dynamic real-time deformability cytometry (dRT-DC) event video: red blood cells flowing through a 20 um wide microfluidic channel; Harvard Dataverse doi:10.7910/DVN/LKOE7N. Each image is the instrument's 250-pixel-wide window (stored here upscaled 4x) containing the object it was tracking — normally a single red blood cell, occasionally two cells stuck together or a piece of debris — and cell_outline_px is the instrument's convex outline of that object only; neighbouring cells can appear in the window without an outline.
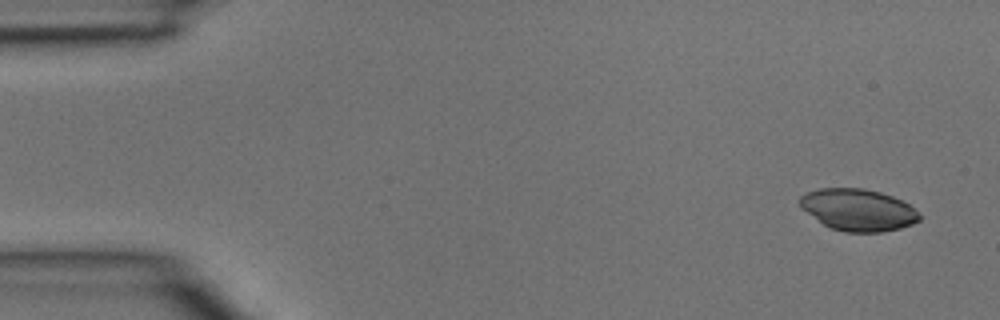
{"species": "common noctule bat (a hibernating species)", "species_latin": "Nyctalus noctula", "temperature_condition": "room temperature", "stored_images_in_passage": 4, "segment_of_instrument_passage": [2, 2], "camera_frame_rate_fps": 3000, "um_per_image_px": 0.085, "animal": {"sex": "male", "body_mass_g": 15.6}, "frame": {"image": 1, "passage_image": 4, "time_ms": 1.0, "image_size_px": [1000, 320], "cell_outline_px": [[920, 220], [912, 224], [900, 228], [880, 232], [844, 232], [832, 228], [824, 224], [800, 208], [800, 196], [808, 192], [820, 188], [864, 188], [880, 192], [892, 196], [908, 204], [920, 216]], "centroid_in_image_um": [72.92, 17.83], "position_along_channel_um": 12.1, "area_um2": 28.9}}